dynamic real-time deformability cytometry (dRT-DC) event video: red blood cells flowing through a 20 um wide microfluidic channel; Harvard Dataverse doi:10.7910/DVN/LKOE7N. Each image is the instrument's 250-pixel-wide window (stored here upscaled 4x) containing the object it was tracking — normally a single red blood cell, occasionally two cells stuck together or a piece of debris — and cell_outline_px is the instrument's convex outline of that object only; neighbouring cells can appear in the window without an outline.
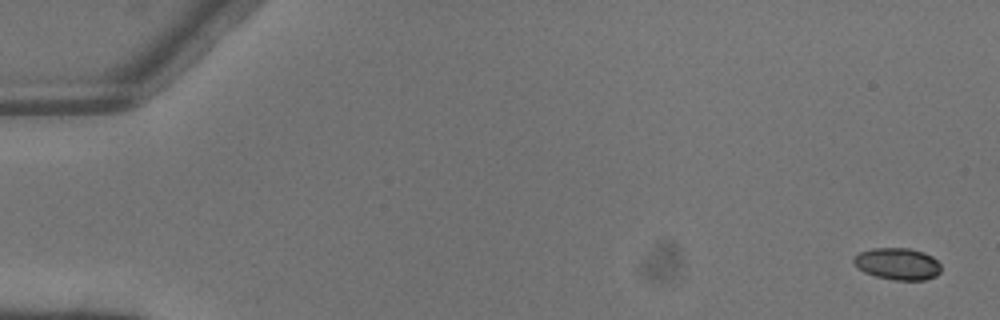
{"species": "common noctule bat (a hibernating species)", "species_latin": "Nyctalus noctula", "temperature_condition": "warm", "stored_images_in_passage": 5, "camera_frame_rate_fps": 3000, "um_per_image_px": 0.085, "animal": {"sex": "male", "body_mass_g": 13.3}, "frame": {"image": 1, "passage_image": 1, "time_ms": 0.0, "image_size_px": [1000, 320], "cell_outline_px": [[940, 272], [936, 276], [924, 280], [896, 280], [876, 276], [864, 272], [856, 268], [852, 260], [852, 256], [860, 252], [872, 248], [912, 248], [924, 252], [932, 256], [940, 264]], "centroid_in_image_um": [76.27, 22.41], "position_along_channel_um": 8.7, "area_um2": 16.42}}
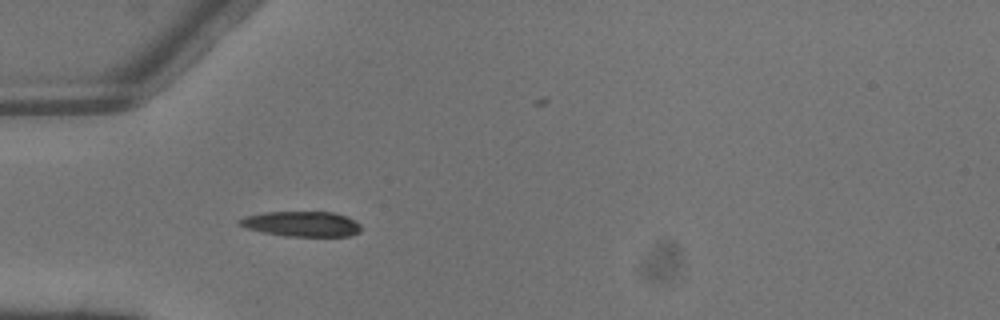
{"frame": {"image": 2, "passage_image": 5, "time_ms": 1.333, "image_size_px": [1000, 320], "cell_outline_px": [[360, 232], [352, 236], [288, 236], [260, 232], [244, 228], [236, 224], [236, 220], [244, 216], [264, 212], [332, 212], [344, 216], [360, 224]], "centroid_in_image_um": [25.55, 19.04], "position_along_channel_um": 59.5, "area_um2": 17.98}}